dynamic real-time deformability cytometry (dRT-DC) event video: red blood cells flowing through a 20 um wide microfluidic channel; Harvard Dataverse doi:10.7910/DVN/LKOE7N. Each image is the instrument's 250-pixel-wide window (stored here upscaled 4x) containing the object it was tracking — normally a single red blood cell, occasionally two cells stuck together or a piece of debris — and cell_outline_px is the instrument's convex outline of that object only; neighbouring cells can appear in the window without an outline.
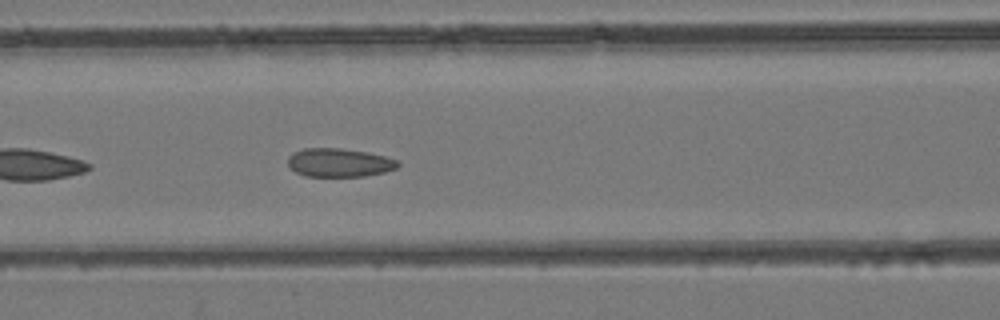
{"species": "common noctule bat (a hibernating species)", "species_latin": "Nyctalus noctula", "temperature_condition": "room temperature", "stored_images_in_passage": 33, "camera_frame_rate_fps": 3000, "um_per_image_px": 0.085, "animal": {"sex": "female", "body_mass_g": 24.6, "forearm_length_mm": 56.2}, "frame": {"image": 1, "passage_image": 7, "time_ms": 2.0, "image_size_px": [1000, 320], "cell_outline_px": [[400, 164], [396, 168], [384, 172], [364, 176], [304, 176], [296, 172], [288, 164], [288, 156], [292, 152], [304, 148], [340, 148], [368, 152], [384, 156], [396, 160]], "centroid_in_image_um": [28.81, 13.81], "position_along_channel_um": 137.8, "area_um2": 18.26}}
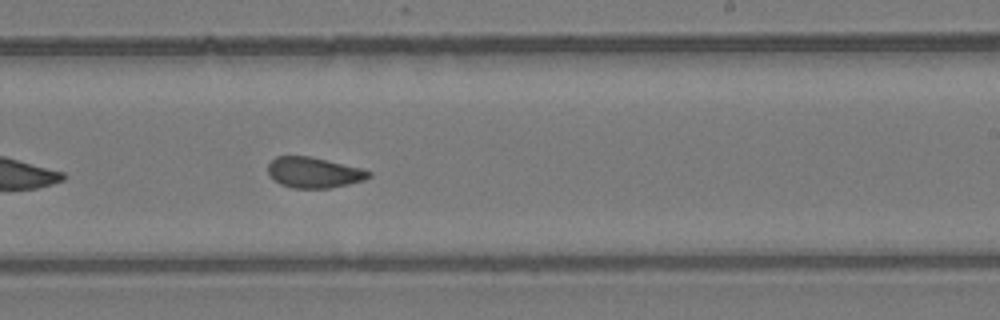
{"frame": {"image": 2, "passage_image": 16, "time_ms": 5.0, "image_size_px": [1000, 320], "cell_outline_px": [[372, 176], [364, 180], [348, 184], [328, 188], [292, 188], [280, 184], [268, 172], [268, 164], [276, 156], [308, 156], [360, 168], [372, 172]], "centroid_in_image_um": [26.68, 14.67], "position_along_channel_um": 262.3, "area_um2": 17.74}}
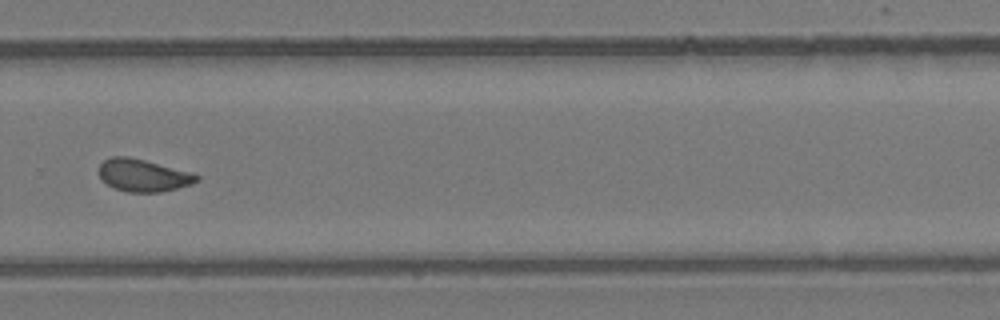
{"frame": {"image": 3, "passage_image": 20, "time_ms": 6.333, "image_size_px": [1000, 320], "cell_outline_px": [[200, 180], [192, 184], [160, 192], [128, 192], [112, 188], [100, 176], [100, 164], [104, 160], [112, 156], [128, 156], [192, 172], [200, 176]], "centroid_in_image_um": [12.19, 14.9], "position_along_channel_um": 317.6, "area_um2": 18.38}}